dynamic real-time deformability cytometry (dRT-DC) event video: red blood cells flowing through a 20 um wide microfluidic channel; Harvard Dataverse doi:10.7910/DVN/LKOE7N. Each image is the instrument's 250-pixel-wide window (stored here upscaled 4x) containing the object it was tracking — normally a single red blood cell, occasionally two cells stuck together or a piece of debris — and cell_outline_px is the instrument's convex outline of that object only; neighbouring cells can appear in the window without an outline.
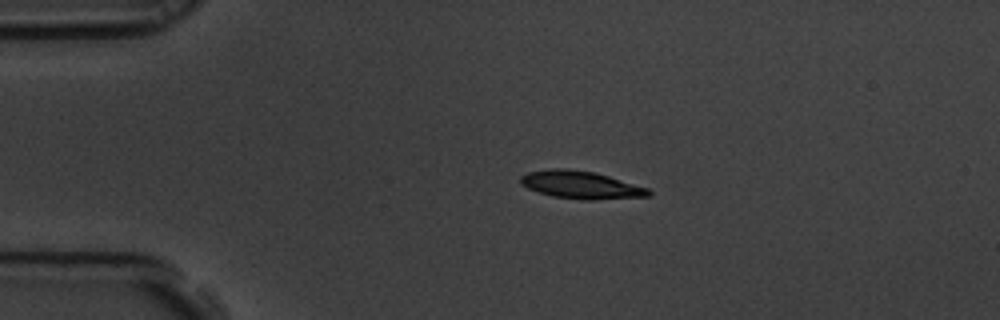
{"species": "common noctule bat (a hibernating species)", "species_latin": "Nyctalus noctula", "temperature_condition": "room temperature", "stored_images_in_passage": 47, "camera_frame_rate_fps": 3000, "um_per_image_px": 0.085, "animal": {"sex": "male", "body_mass_g": 19.5, "forearm_length_mm": 54.6}, "frame": {"image": 1, "passage_image": 1, "time_ms": 0.0, "image_size_px": [1000, 320], "cell_outline_px": [[652, 196], [592, 200], [584, 200], [552, 196], [528, 188], [520, 184], [520, 176], [528, 172], [552, 168], [568, 168], [596, 172], [648, 188], [652, 192]], "centroid_in_image_um": [49.39, 15.71], "position_along_channel_um": 35.6, "area_um2": 20.75}}
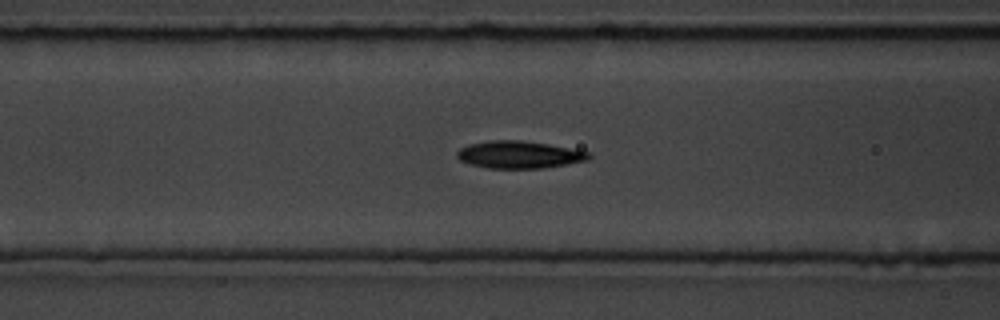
{"frame": {"image": 2, "passage_image": 12, "time_ms": 3.667, "image_size_px": [1000, 320], "cell_outline_px": [[592, 156], [588, 160], [568, 164], [540, 168], [488, 168], [472, 164], [460, 160], [456, 156], [456, 152], [460, 148], [468, 144], [488, 140], [520, 140], [548, 144], [588, 152]], "centroid_in_image_um": [44.1, 13.14], "position_along_channel_um": 122.5, "area_um2": 20.87}}
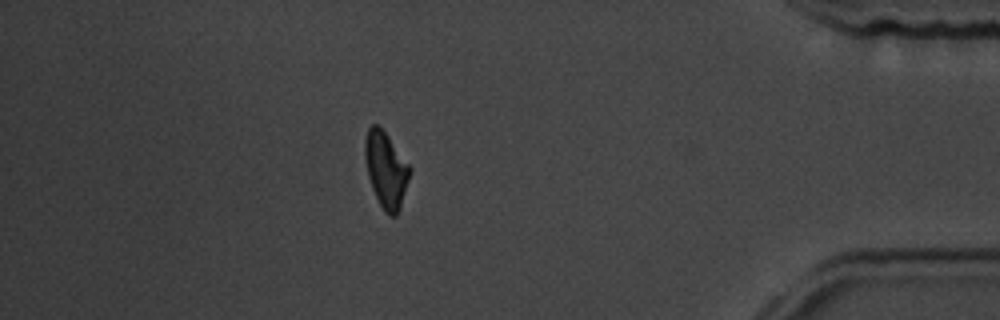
{"frame": {"image": 3, "passage_image": 40, "time_ms": 13.0, "image_size_px": [1000, 320], "cell_outline_px": [[412, 168], [400, 208], [396, 216], [388, 216], [384, 212], [372, 188], [368, 176], [364, 156], [364, 140], [368, 128], [372, 124], [376, 124], [388, 136]], "centroid_in_image_um": [32.8, 14.43], "position_along_channel_um": 402.4, "area_um2": 19.77}, "authors_computed_cell_mechanics": {"area_um2": 19.941, "velocity_mm_per_s": 3.4494, "shape_relaxation_time_tau1_ms": 2.811, "shape_relaxation_time_tau2_ms": 8.51, "deformation_change_tau1": 0.1314, "deformation_change_tau2": 0.1674}}